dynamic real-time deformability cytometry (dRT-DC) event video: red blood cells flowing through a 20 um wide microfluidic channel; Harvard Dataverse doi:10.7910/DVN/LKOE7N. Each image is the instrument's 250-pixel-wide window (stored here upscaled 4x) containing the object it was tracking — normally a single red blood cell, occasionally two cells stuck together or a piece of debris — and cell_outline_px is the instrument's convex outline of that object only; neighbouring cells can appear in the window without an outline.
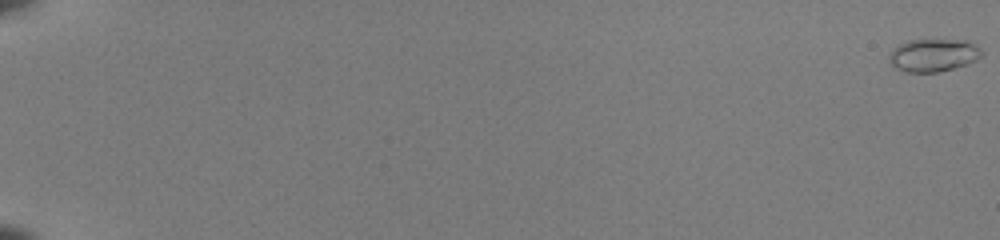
{"species": "common noctule bat (a hibernating species)", "species_latin": "Nyctalus noctula", "temperature_condition": "room temperature", "stored_images_in_passage": 19, "camera_frame_rate_fps": 3000, "um_per_image_px": 0.085, "animal": {"sex": "female", "body_mass_g": 22.0, "forearm_length_mm": 56.7}, "frame": {"image": 1, "passage_image": 1, "time_ms": 0.0, "image_size_px": [1000, 240], "cell_outline_px": [[984, 52], [976, 60], [952, 68], [936, 72], [904, 72], [896, 68], [888, 60], [888, 56], [892, 48], [908, 40], [964, 40], [980, 48]], "centroid_in_image_um": [79.28, 4.69], "position_along_channel_um": 5.7, "area_um2": 17.51}}